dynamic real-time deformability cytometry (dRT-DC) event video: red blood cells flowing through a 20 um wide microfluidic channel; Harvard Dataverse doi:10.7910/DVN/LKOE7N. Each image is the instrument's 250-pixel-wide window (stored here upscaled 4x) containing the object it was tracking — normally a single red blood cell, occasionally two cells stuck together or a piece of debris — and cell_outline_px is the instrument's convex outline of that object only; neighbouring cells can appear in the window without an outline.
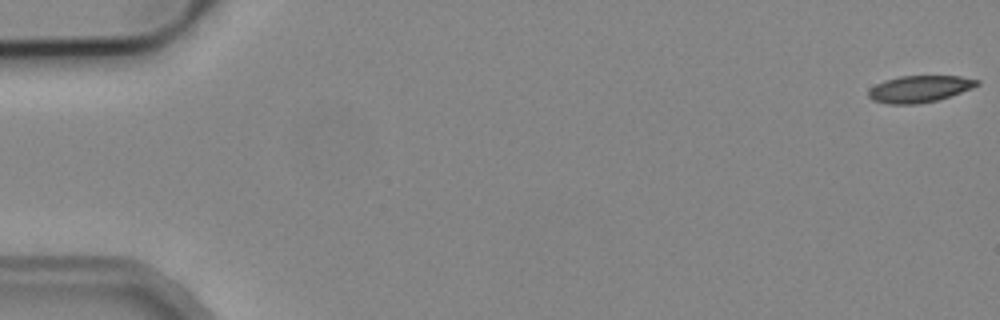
{"species": "common noctule bat (a hibernating species)", "species_latin": "Nyctalus noctula", "temperature_condition": "cold", "stored_images_in_passage": 53, "camera_frame_rate_fps": 3000, "um_per_image_px": 0.085, "animal": {"sex": "male", "body_mass_g": 19.2, "forearm_length_mm": 51.8}, "frame": {"image": 1, "passage_image": 1, "time_ms": 0.0, "image_size_px": [1000, 320], "cell_outline_px": [[980, 84], [972, 88], [936, 100], [916, 104], [888, 104], [872, 100], [868, 96], [868, 92], [876, 84], [884, 80], [900, 76], [960, 76], [980, 80]], "centroid_in_image_um": [78.15, 7.55], "position_along_channel_um": 6.9, "area_um2": 16.76}}
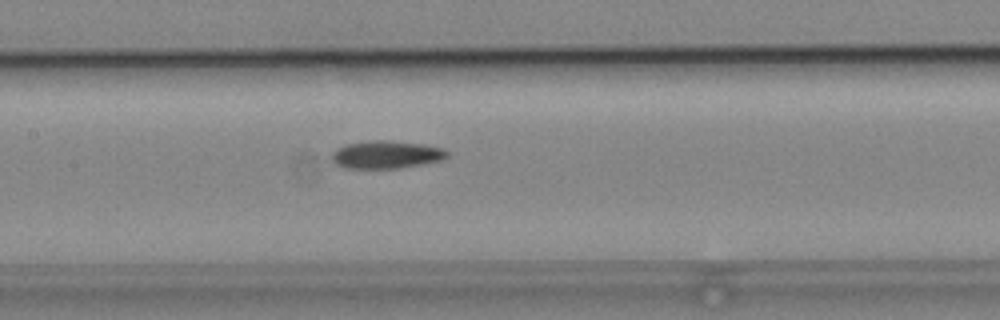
{"frame": {"image": 2, "passage_image": 26, "time_ms": 8.333, "image_size_px": [1000, 320], "cell_outline_px": [[448, 156], [444, 160], [400, 168], [344, 168], [336, 164], [332, 160], [332, 152], [336, 148], [344, 144], [372, 140], [388, 140], [424, 144], [444, 148], [448, 152]], "centroid_in_image_um": [32.84, 13.13], "position_along_channel_um": 174.6, "area_um2": 18.9}}
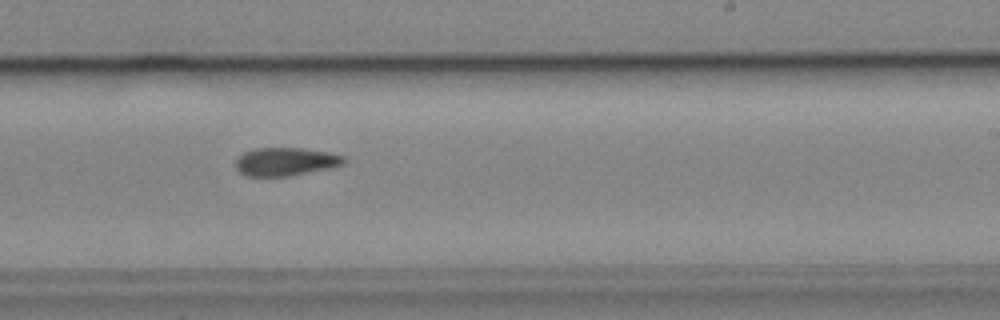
{"frame": {"image": 3, "passage_image": 33, "time_ms": 10.667, "image_size_px": [1000, 320], "cell_outline_px": [[344, 164], [328, 168], [288, 176], [244, 176], [236, 168], [236, 160], [244, 152], [256, 148], [300, 148], [328, 152], [344, 156]], "centroid_in_image_um": [24.24, 13.74], "position_along_channel_um": 264.8, "area_um2": 17.57}}